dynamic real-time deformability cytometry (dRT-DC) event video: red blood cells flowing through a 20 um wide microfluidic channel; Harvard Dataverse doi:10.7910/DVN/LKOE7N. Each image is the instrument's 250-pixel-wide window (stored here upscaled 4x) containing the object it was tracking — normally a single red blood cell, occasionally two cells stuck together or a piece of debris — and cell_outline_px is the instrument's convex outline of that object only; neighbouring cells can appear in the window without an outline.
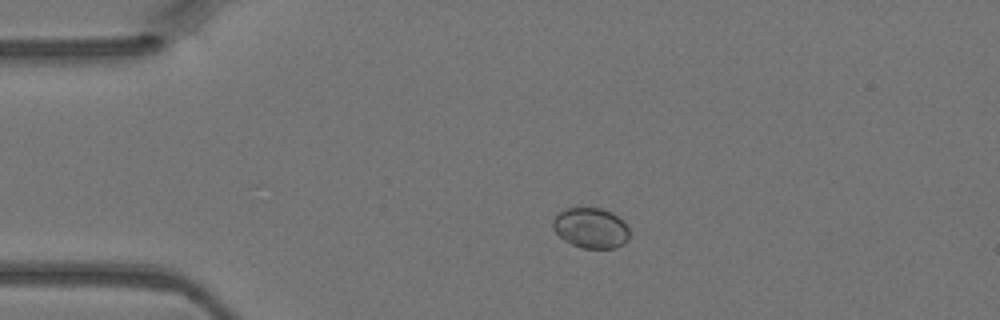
{"species": "Egyptian fruit bat (a non-hibernating species)", "species_latin": "Rousettus aegyptiacus", "temperature_condition": "warm", "stored_images_in_passage": 3, "camera_frame_rate_fps": 3000, "um_per_image_px": 0.085, "animal": {"sex": "female"}, "frame": {"image": 1, "passage_image": 2, "time_ms": 0.333, "image_size_px": [1000, 320], "cell_outline_px": [[628, 240], [624, 244], [616, 248], [584, 248], [572, 244], [564, 240], [552, 228], [552, 220], [564, 208], [600, 208], [612, 212], [628, 228]], "centroid_in_image_um": [50.2, 19.38], "position_along_channel_um": 34.8, "area_um2": 17.86}}